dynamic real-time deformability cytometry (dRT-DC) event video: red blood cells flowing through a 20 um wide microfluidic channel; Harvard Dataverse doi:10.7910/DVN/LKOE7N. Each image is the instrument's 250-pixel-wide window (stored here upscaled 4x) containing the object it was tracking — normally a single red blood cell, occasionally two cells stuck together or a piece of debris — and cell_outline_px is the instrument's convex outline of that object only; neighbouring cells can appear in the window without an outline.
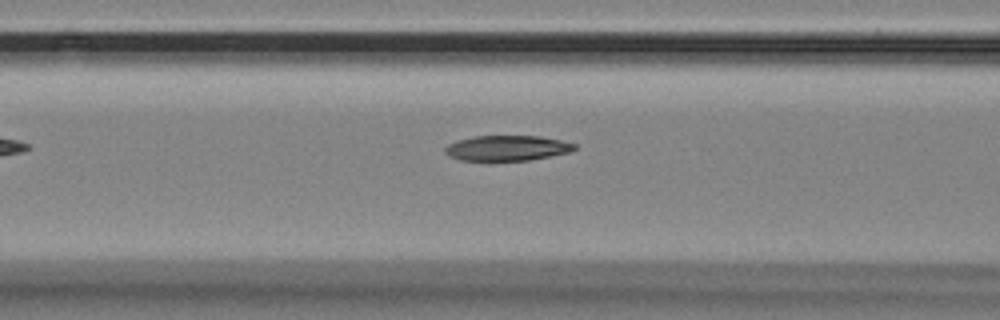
{"species": "Egyptian fruit bat (a non-hibernating species)", "species_latin": "Rousettus aegyptiacus", "temperature_condition": "room temperature", "stored_images_in_passage": 37, "camera_frame_rate_fps": 3000, "um_per_image_px": 0.085, "animal": {"sex": "female"}, "frame": {"image": 1, "passage_image": 8, "time_ms": 2.333, "image_size_px": [1000, 320], "cell_outline_px": [[576, 148], [572, 152], [528, 160], [488, 164], [460, 160], [448, 156], [444, 152], [444, 148], [448, 144], [456, 140], [472, 136], [540, 136], [560, 140], [576, 144]], "centroid_in_image_um": [43.02, 12.63], "position_along_channel_um": 123.6, "area_um2": 20.11}}
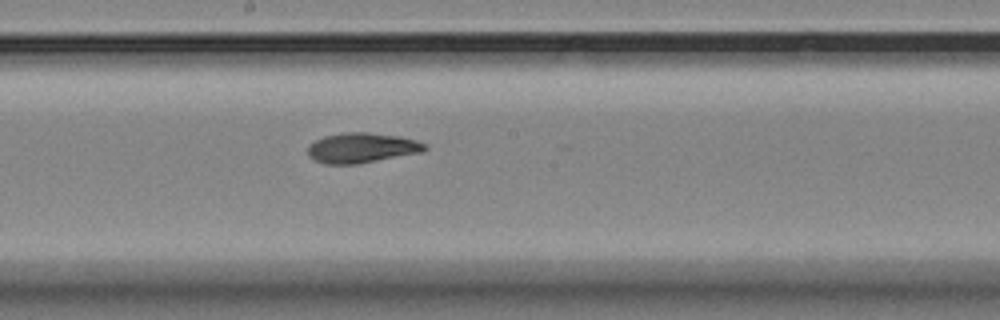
{"frame": {"image": 2, "passage_image": 16, "time_ms": 5.0, "image_size_px": [1000, 320], "cell_outline_px": [[428, 148], [420, 152], [356, 164], [324, 164], [308, 156], [308, 144], [324, 136], [344, 132], [368, 132], [400, 136], [416, 140], [428, 144]], "centroid_in_image_um": [30.74, 12.55], "position_along_channel_um": 217.5, "area_um2": 20.46}}
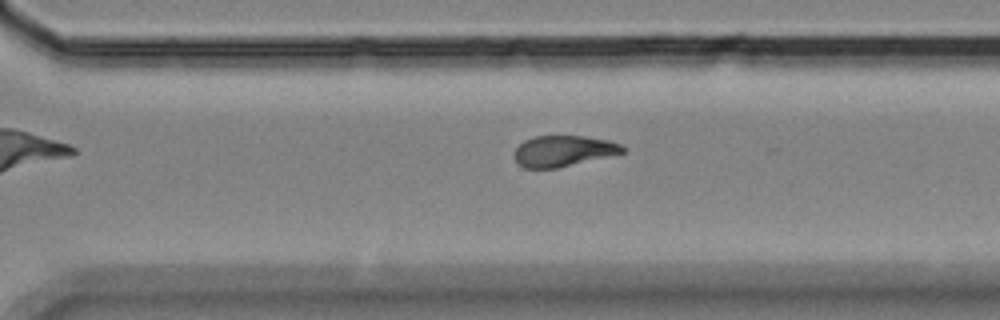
{"frame": {"image": 3, "passage_image": 25, "time_ms": 8.0, "image_size_px": [1000, 320], "cell_outline_px": [[624, 152], [556, 168], [524, 168], [516, 164], [512, 156], [512, 152], [524, 140], [536, 136], [584, 136], [608, 140], [620, 144], [624, 148]], "centroid_in_image_um": [47.79, 12.83], "position_along_channel_um": 322.8, "area_um2": 19.42}}